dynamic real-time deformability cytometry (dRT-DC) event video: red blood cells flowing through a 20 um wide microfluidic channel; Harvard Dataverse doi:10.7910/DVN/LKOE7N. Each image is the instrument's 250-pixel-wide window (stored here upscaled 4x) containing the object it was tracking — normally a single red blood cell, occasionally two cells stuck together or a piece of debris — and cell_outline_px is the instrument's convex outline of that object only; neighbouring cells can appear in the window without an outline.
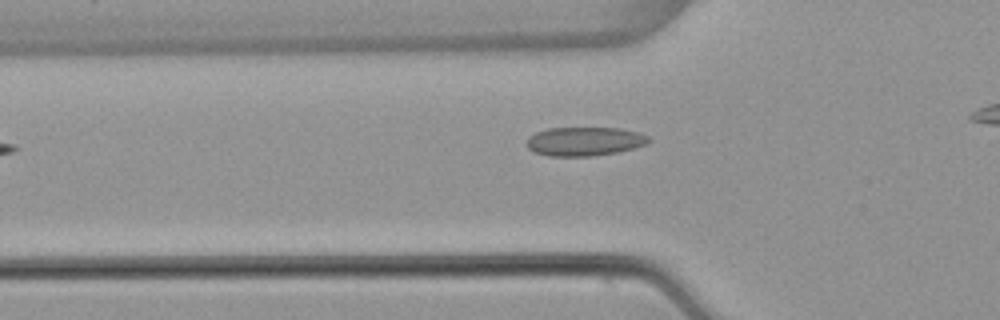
{"species": "common noctule bat (a hibernating species)", "species_latin": "Nyctalus noctula", "temperature_condition": "warm", "stored_images_in_passage": 29, "camera_frame_rate_fps": 3000, "um_per_image_px": 0.085, "animal": {"sex": "female", "body_mass_g": 22.7, "forearm_length_mm": 54.2}, "frame": {"image": 1, "passage_image": 3, "time_ms": 0.667, "image_size_px": [1000, 320], "cell_outline_px": [[652, 140], [648, 144], [616, 152], [592, 156], [548, 156], [532, 152], [524, 144], [528, 136], [536, 132], [548, 128], [620, 128], [636, 132], [648, 136]], "centroid_in_image_um": [49.63, 12.02], "position_along_channel_um": 76.2, "area_um2": 20.69}}
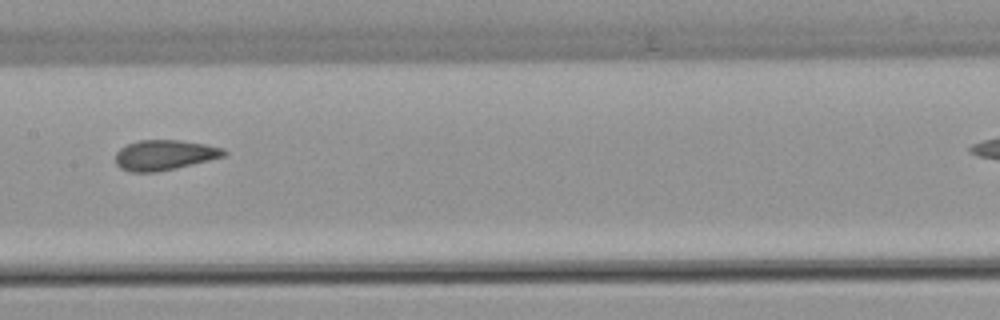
{"frame": {"image": 2, "passage_image": 12, "time_ms": 3.667, "image_size_px": [1000, 320], "cell_outline_px": [[228, 152], [224, 156], [176, 168], [156, 172], [128, 172], [120, 168], [116, 164], [116, 152], [120, 148], [128, 144], [140, 140], [180, 140], [204, 144], [224, 148]], "centroid_in_image_um": [13.96, 13.18], "position_along_channel_um": 193.4, "area_um2": 19.02}}
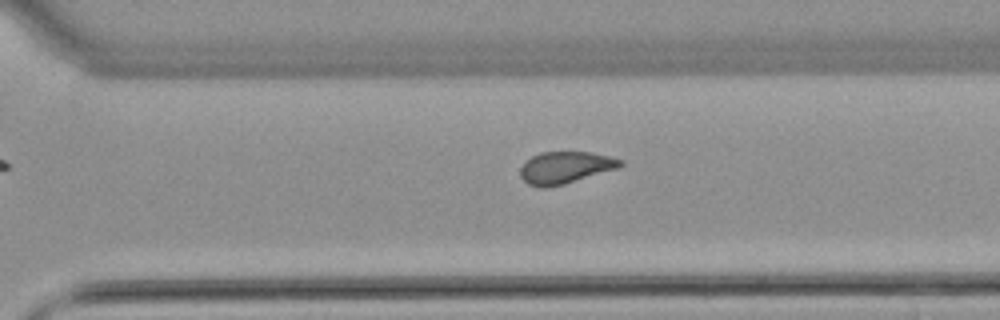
{"frame": {"image": 3, "passage_image": 22, "time_ms": 7.0, "image_size_px": [1000, 320], "cell_outline_px": [[624, 164], [620, 168], [564, 184], [548, 188], [540, 188], [528, 184], [520, 176], [520, 168], [532, 156], [540, 152], [588, 152], [608, 156], [624, 160]], "centroid_in_image_um": [48.07, 14.25], "position_along_channel_um": 322.5, "area_um2": 18.73}}